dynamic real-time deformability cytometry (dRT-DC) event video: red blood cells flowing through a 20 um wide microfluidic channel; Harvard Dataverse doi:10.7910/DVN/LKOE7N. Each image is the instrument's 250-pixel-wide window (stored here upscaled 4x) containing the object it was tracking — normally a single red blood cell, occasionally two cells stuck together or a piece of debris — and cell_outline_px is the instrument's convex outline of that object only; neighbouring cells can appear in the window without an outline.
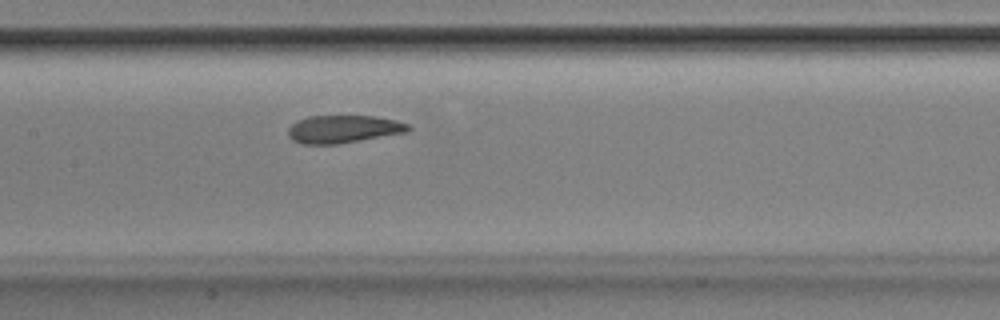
{"species": "Egyptian fruit bat (a non-hibernating species)", "species_latin": "Rousettus aegyptiacus", "temperature_condition": "room temperature", "stored_images_in_passage": 34, "camera_frame_rate_fps": 3000, "um_per_image_px": 0.085, "animal": {"sex": "male"}, "frame": {"image": 1, "passage_image": 14, "time_ms": 4.333, "image_size_px": [1000, 320], "cell_outline_px": [[412, 128], [408, 132], [336, 144], [300, 144], [292, 140], [288, 136], [288, 128], [296, 120], [308, 116], [372, 116], [396, 120], [408, 124]], "centroid_in_image_um": [29.16, 10.97], "position_along_channel_um": 178.2, "area_um2": 19.48}}
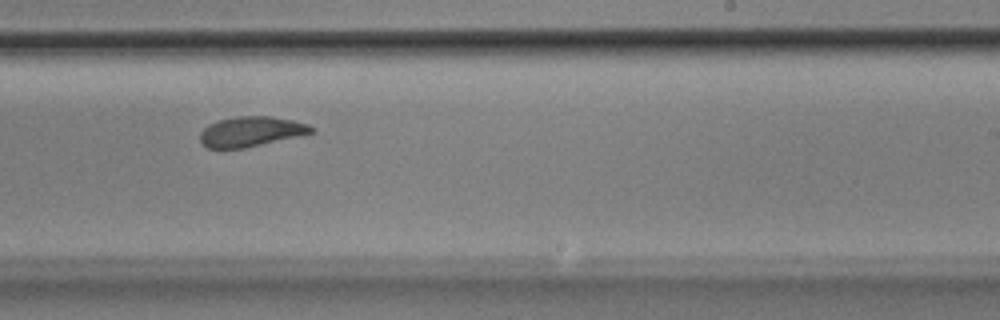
{"frame": {"image": 2, "passage_image": 21, "time_ms": 6.667, "image_size_px": [1000, 320], "cell_outline_px": [[316, 132], [244, 148], [208, 148], [200, 140], [200, 132], [208, 124], [220, 120], [236, 116], [272, 116], [292, 120], [308, 124], [316, 128]], "centroid_in_image_um": [21.36, 11.17], "position_along_channel_um": 267.6, "area_um2": 19.42}}
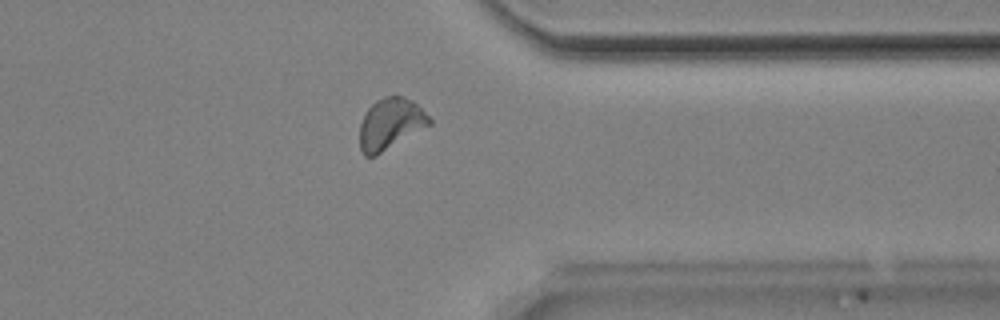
{"frame": {"image": 3, "passage_image": 30, "time_ms": 9.667, "image_size_px": [1000, 320], "cell_outline_px": [[432, 124], [376, 156], [364, 156], [360, 148], [360, 124], [368, 108], [376, 100], [384, 96], [404, 96], [412, 100], [432, 120]], "centroid_in_image_um": [33.18, 10.53], "position_along_channel_um": 378.2, "area_um2": 20.75}, "authors_computed_cell_mechanics": {"area_um2": 19.8254, "velocity_mm_per_s": 3.8524, "shape_relaxation_time_tau1_ms": 7.7091, "shape_relaxation_time_tau2_ms": 1.4874, "deformation_change_tau1": 0.1649, "deformation_change_tau2": 0.0677}}